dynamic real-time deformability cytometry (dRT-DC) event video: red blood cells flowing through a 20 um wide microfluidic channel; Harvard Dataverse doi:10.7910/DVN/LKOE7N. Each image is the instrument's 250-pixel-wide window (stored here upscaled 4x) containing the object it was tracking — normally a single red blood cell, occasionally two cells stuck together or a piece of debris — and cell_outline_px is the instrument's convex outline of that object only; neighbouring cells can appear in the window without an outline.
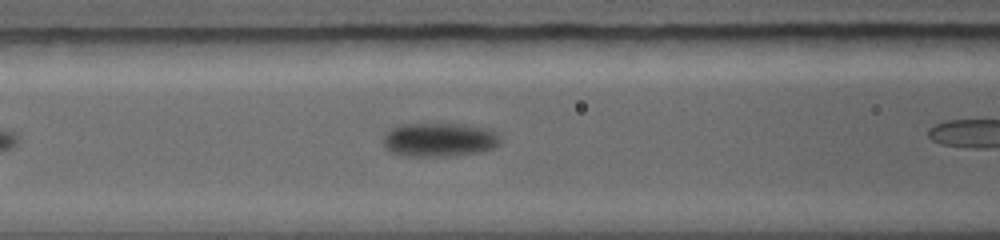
{"species": "common noctule bat (a hibernating species)", "species_latin": "Nyctalus noctula", "temperature_condition": "warm", "stored_images_in_passage": 29, "camera_frame_rate_fps": 5000, "um_per_image_px": 0.085, "animal": {"sex": "female", "body_mass_g": 19.0, "forearm_length_mm": 56.7}, "frame": {"image": 1, "passage_image": 9, "time_ms": 2.6, "image_size_px": [1000, 240], "cell_outline_px": [[500, 140], [492, 148], [476, 152], [448, 156], [400, 156], [392, 152], [384, 144], [384, 136], [388, 132], [396, 128], [412, 124], [444, 124], [468, 128], [488, 132], [496, 136]], "centroid_in_image_um": [37.2, 11.93], "position_along_channel_um": 129.4, "area_um2": 21.39}}
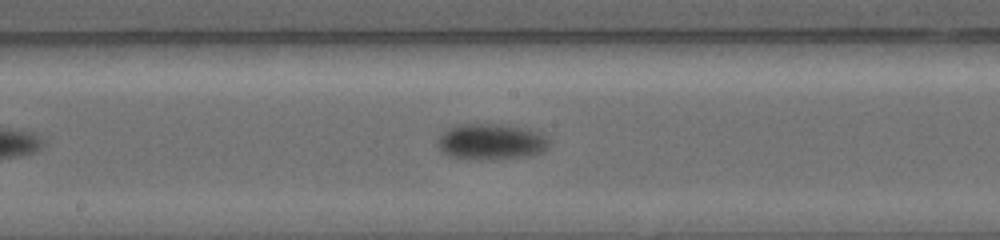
{"frame": {"image": 2, "passage_image": 14, "time_ms": 4.4, "image_size_px": [1000, 240], "cell_outline_px": [[544, 148], [540, 152], [528, 156], [480, 160], [452, 156], [444, 152], [440, 148], [440, 136], [444, 132], [452, 128], [464, 124], [476, 124], [512, 128], [528, 132], [540, 136], [544, 140]], "centroid_in_image_um": [41.61, 12.1], "position_along_channel_um": 206.6, "area_um2": 21.21}}
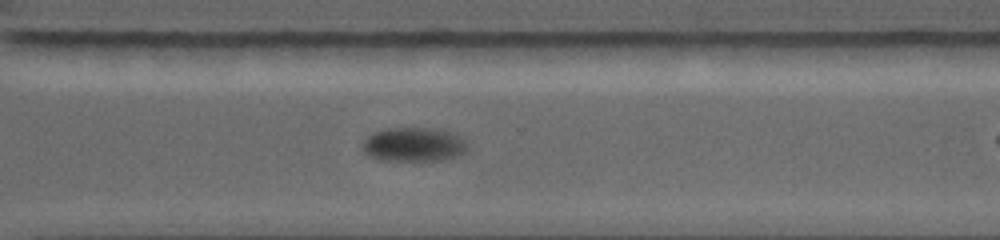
{"frame": {"image": 3, "passage_image": 23, "time_ms": 7.4, "image_size_px": [1000, 240], "cell_outline_px": [[468, 148], [460, 156], [440, 160], [388, 160], [368, 156], [360, 148], [360, 144], [372, 132], [384, 128], [428, 128], [452, 132], [460, 136], [468, 144]], "centroid_in_image_um": [35.15, 12.27], "position_along_channel_um": 335.5, "area_um2": 21.04}}